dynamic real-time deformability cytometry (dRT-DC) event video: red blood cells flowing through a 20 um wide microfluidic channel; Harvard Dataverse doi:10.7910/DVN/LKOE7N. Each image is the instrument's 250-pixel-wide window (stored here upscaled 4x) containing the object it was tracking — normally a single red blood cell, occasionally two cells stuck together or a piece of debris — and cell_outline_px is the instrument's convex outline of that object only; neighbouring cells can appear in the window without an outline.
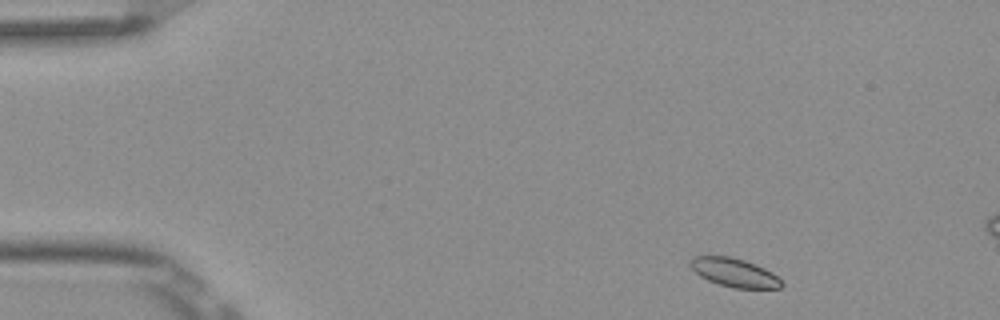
{"species": "Egyptian fruit bat (a non-hibernating species)", "species_latin": "Rousettus aegyptiacus", "temperature_condition": "room temperature", "stored_images_in_passage": 3, "camera_frame_rate_fps": 3000, "um_per_image_px": 0.085, "frame": {"image": 1, "passage_image": 1, "time_ms": 0.0, "image_size_px": [1000, 320], "cell_outline_px": [[784, 284], [780, 288], [732, 288], [708, 280], [700, 276], [688, 264], [688, 260], [692, 256], [732, 256], [756, 264], [772, 272]], "centroid_in_image_um": [62.39, 23.15], "position_along_channel_um": 22.6, "area_um2": 15.26}}